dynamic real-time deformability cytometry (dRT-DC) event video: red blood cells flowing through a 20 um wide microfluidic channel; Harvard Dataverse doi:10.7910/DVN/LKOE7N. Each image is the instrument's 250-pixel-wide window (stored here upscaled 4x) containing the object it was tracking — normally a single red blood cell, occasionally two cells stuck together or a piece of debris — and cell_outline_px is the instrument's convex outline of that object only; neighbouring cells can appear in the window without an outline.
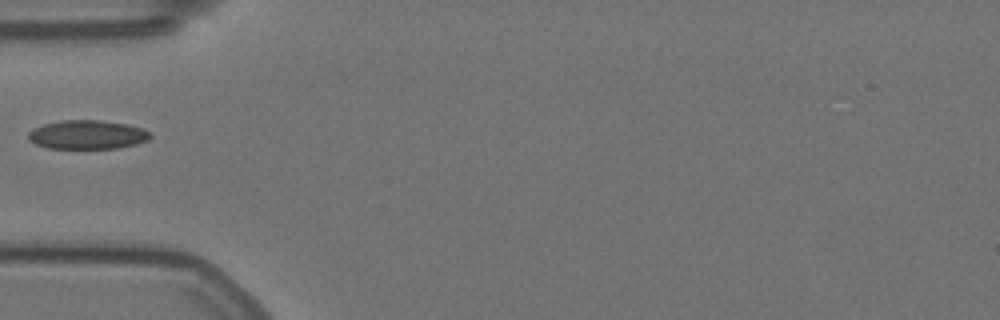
{"species": "Egyptian fruit bat (a non-hibernating species)", "species_latin": "Rousettus aegyptiacus", "temperature_condition": "warm", "stored_images_in_passage": 16, "camera_frame_rate_fps": 3000, "um_per_image_px": 0.085, "animal": {"sex": "female"}, "frame": {"image": 1, "passage_image": 1, "time_ms": 0.0, "image_size_px": [1000, 320], "cell_outline_px": [[152, 136], [148, 140], [136, 144], [116, 148], [48, 148], [36, 144], [28, 140], [28, 132], [32, 128], [44, 124], [60, 120], [100, 120], [128, 124], [144, 128]], "centroid_in_image_um": [7.41, 11.44], "position_along_channel_um": 77.6, "area_um2": 20.63}}
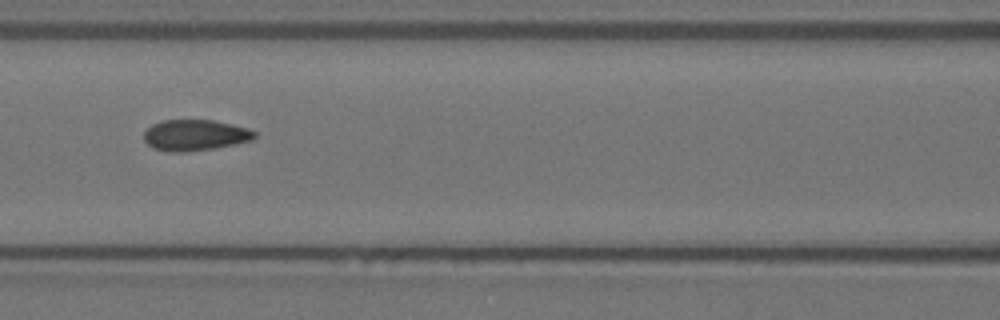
{"frame": {"image": 2, "passage_image": 7, "time_ms": 2.0, "image_size_px": [1000, 320], "cell_outline_px": [[256, 136], [252, 140], [212, 148], [184, 152], [168, 152], [152, 148], [144, 140], [144, 132], [152, 124], [164, 120], [212, 120], [232, 124], [248, 128], [256, 132]], "centroid_in_image_um": [16.55, 11.48], "position_along_channel_um": 150.0, "area_um2": 19.88}}
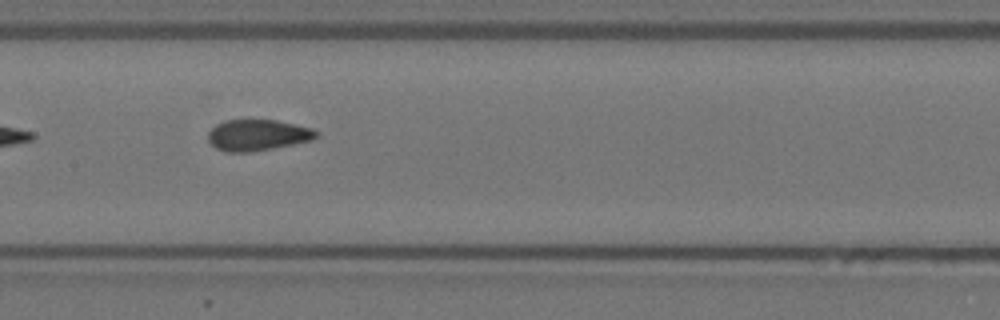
{"frame": {"image": 3, "passage_image": 10, "time_ms": 3.0, "image_size_px": [1000, 320], "cell_outline_px": [[320, 132], [312, 140], [272, 148], [248, 152], [224, 152], [216, 148], [208, 140], [208, 132], [216, 124], [224, 120], [276, 120], [312, 128]], "centroid_in_image_um": [21.88, 11.48], "position_along_channel_um": 185.5, "area_um2": 19.54}}